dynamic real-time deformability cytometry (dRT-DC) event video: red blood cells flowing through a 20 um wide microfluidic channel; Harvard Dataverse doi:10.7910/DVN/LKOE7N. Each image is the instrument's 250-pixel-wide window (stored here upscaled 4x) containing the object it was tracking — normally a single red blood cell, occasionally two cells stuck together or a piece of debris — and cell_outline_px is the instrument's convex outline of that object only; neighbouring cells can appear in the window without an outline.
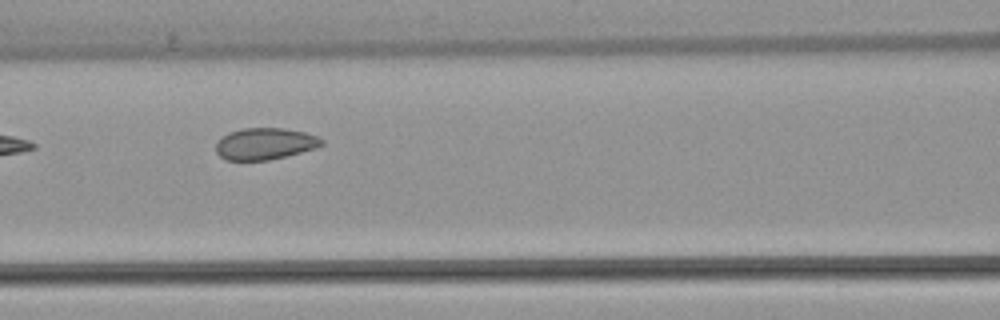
{"species": "common noctule bat (a hibernating species)", "species_latin": "Nyctalus noctula", "temperature_condition": "warm", "stored_images_in_passage": 3, "camera_frame_rate_fps": 3000, "um_per_image_px": 0.085, "animal": {"sex": "female", "body_mass_g": 22.7, "forearm_length_mm": 54.2}, "frame": {"image": 1, "passage_image": 3, "time_ms": 2.333, "image_size_px": [1000, 320], "cell_outline_px": [[324, 144], [316, 148], [268, 160], [224, 160], [216, 152], [216, 144], [228, 132], [244, 128], [284, 128], [304, 132], [316, 136], [324, 140]], "centroid_in_image_um": [22.52, 12.22], "position_along_channel_um": 144.1, "area_um2": 19.36}}